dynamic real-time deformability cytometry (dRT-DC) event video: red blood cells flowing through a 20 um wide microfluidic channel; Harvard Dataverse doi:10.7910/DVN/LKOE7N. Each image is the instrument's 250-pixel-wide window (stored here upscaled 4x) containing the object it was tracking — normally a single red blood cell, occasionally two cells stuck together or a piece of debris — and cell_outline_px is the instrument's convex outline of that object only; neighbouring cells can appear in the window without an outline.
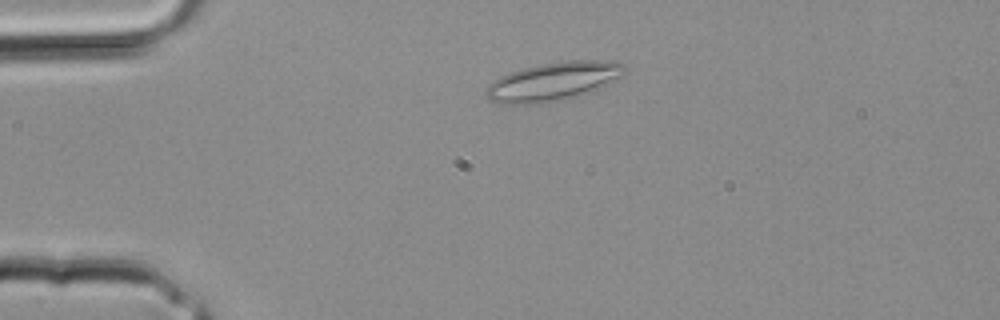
{"species": "common noctule bat (a hibernating species)", "species_latin": "Nyctalus noctula", "temperature_condition": "room temperature", "stored_images_in_passage": 28, "camera_frame_rate_fps": 3000, "um_per_image_px": 0.085, "animal": {"sex": "male", "body_mass_g": 20.4}, "frame": {"image": 1, "passage_image": 5, "time_ms": 1.333, "image_size_px": [1000, 320], "cell_outline_px": [[628, 72], [600, 88], [576, 96], [560, 100], [540, 104], [512, 108], [500, 104], [484, 96], [484, 92], [488, 84], [492, 80], [500, 76], [524, 68], [544, 64], [568, 60], [604, 60], [628, 64]], "centroid_in_image_um": [46.98, 6.96], "position_along_channel_um": 38.0, "area_um2": 31.85}}
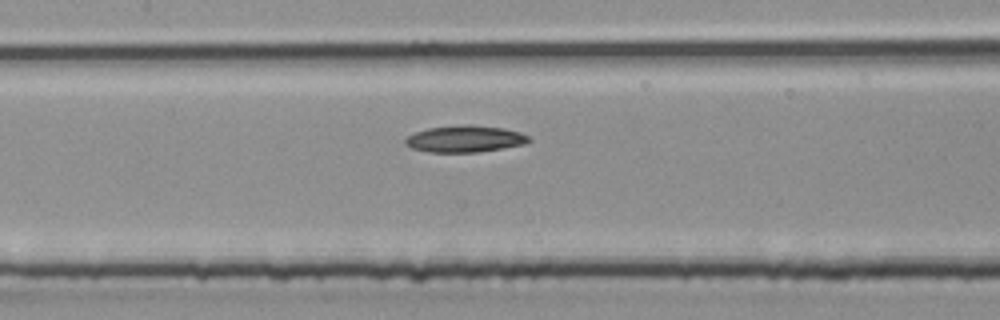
{"frame": {"image": 2, "passage_image": 13, "time_ms": 4.0, "image_size_px": [1000, 320], "cell_outline_px": [[532, 140], [528, 144], [504, 148], [476, 152], [428, 152], [412, 148], [404, 144], [404, 140], [408, 136], [416, 132], [428, 128], [464, 124], [472, 124], [504, 128], [520, 132], [528, 136]], "centroid_in_image_um": [39.56, 11.8], "position_along_channel_um": 167.8, "area_um2": 19.42}}
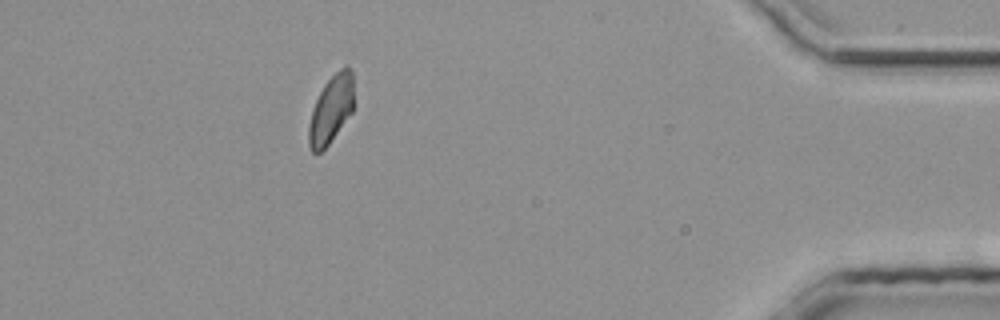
{"frame": {"image": 3, "passage_image": 27, "time_ms": 8.667, "image_size_px": [1000, 320], "cell_outline_px": [[352, 112], [328, 144], [320, 152], [312, 152], [308, 144], [308, 128], [312, 108], [324, 84], [344, 64], [348, 64], [352, 72]], "centroid_in_image_um": [28.12, 9.28], "position_along_channel_um": 407.1, "area_um2": 17.57}}